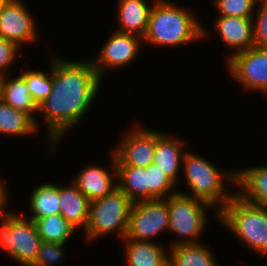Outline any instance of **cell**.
<instances>
[{
  "instance_id": "f546056e",
  "label": "cell",
  "mask_w": 267,
  "mask_h": 266,
  "mask_svg": "<svg viewBox=\"0 0 267 266\" xmlns=\"http://www.w3.org/2000/svg\"><path fill=\"white\" fill-rule=\"evenodd\" d=\"M253 16L255 46L267 49V0H258Z\"/></svg>"
},
{
  "instance_id": "4dcf8cb0",
  "label": "cell",
  "mask_w": 267,
  "mask_h": 266,
  "mask_svg": "<svg viewBox=\"0 0 267 266\" xmlns=\"http://www.w3.org/2000/svg\"><path fill=\"white\" fill-rule=\"evenodd\" d=\"M19 52L21 50L17 45L0 37V76L7 75L11 66L16 63Z\"/></svg>"
},
{
  "instance_id": "44dd1931",
  "label": "cell",
  "mask_w": 267,
  "mask_h": 266,
  "mask_svg": "<svg viewBox=\"0 0 267 266\" xmlns=\"http://www.w3.org/2000/svg\"><path fill=\"white\" fill-rule=\"evenodd\" d=\"M167 250L169 266H219L209 247L202 242L169 246Z\"/></svg>"
},
{
  "instance_id": "ba28073f",
  "label": "cell",
  "mask_w": 267,
  "mask_h": 266,
  "mask_svg": "<svg viewBox=\"0 0 267 266\" xmlns=\"http://www.w3.org/2000/svg\"><path fill=\"white\" fill-rule=\"evenodd\" d=\"M169 212L166 199L133 202L125 238L151 241L168 232Z\"/></svg>"
},
{
  "instance_id": "5b68a950",
  "label": "cell",
  "mask_w": 267,
  "mask_h": 266,
  "mask_svg": "<svg viewBox=\"0 0 267 266\" xmlns=\"http://www.w3.org/2000/svg\"><path fill=\"white\" fill-rule=\"evenodd\" d=\"M133 202L118 187L108 195L93 200L89 205V216L84 231L87 242L118 233L125 238Z\"/></svg>"
},
{
  "instance_id": "6da1fadb",
  "label": "cell",
  "mask_w": 267,
  "mask_h": 266,
  "mask_svg": "<svg viewBox=\"0 0 267 266\" xmlns=\"http://www.w3.org/2000/svg\"><path fill=\"white\" fill-rule=\"evenodd\" d=\"M102 82L91 59L74 61L53 53L52 89L38 107V114L47 126L51 152L55 153V147L67 132L82 123Z\"/></svg>"
},
{
  "instance_id": "7402d4cb",
  "label": "cell",
  "mask_w": 267,
  "mask_h": 266,
  "mask_svg": "<svg viewBox=\"0 0 267 266\" xmlns=\"http://www.w3.org/2000/svg\"><path fill=\"white\" fill-rule=\"evenodd\" d=\"M118 188L132 202L149 200L148 170L137 166H116Z\"/></svg>"
},
{
  "instance_id": "5bb4252c",
  "label": "cell",
  "mask_w": 267,
  "mask_h": 266,
  "mask_svg": "<svg viewBox=\"0 0 267 266\" xmlns=\"http://www.w3.org/2000/svg\"><path fill=\"white\" fill-rule=\"evenodd\" d=\"M214 20L212 26L215 33H218L223 45L231 49L227 60L232 55L255 46L253 18L218 16Z\"/></svg>"
},
{
  "instance_id": "52a82bcc",
  "label": "cell",
  "mask_w": 267,
  "mask_h": 266,
  "mask_svg": "<svg viewBox=\"0 0 267 266\" xmlns=\"http://www.w3.org/2000/svg\"><path fill=\"white\" fill-rule=\"evenodd\" d=\"M42 240L35 222L17 212L0 217V250L21 266H31Z\"/></svg>"
},
{
  "instance_id": "4fadbf2b",
  "label": "cell",
  "mask_w": 267,
  "mask_h": 266,
  "mask_svg": "<svg viewBox=\"0 0 267 266\" xmlns=\"http://www.w3.org/2000/svg\"><path fill=\"white\" fill-rule=\"evenodd\" d=\"M110 154L112 157L110 169L91 163L80 169L73 178L72 182L90 202L108 195L118 187L116 158L113 152Z\"/></svg>"
},
{
  "instance_id": "7c38bea8",
  "label": "cell",
  "mask_w": 267,
  "mask_h": 266,
  "mask_svg": "<svg viewBox=\"0 0 267 266\" xmlns=\"http://www.w3.org/2000/svg\"><path fill=\"white\" fill-rule=\"evenodd\" d=\"M23 0H8L0 14V37L19 48L39 39L35 19Z\"/></svg>"
},
{
  "instance_id": "2e32d148",
  "label": "cell",
  "mask_w": 267,
  "mask_h": 266,
  "mask_svg": "<svg viewBox=\"0 0 267 266\" xmlns=\"http://www.w3.org/2000/svg\"><path fill=\"white\" fill-rule=\"evenodd\" d=\"M151 2H148V0H117L116 18L118 28L114 30L135 34L143 38L154 1Z\"/></svg>"
},
{
  "instance_id": "d4e9b609",
  "label": "cell",
  "mask_w": 267,
  "mask_h": 266,
  "mask_svg": "<svg viewBox=\"0 0 267 266\" xmlns=\"http://www.w3.org/2000/svg\"><path fill=\"white\" fill-rule=\"evenodd\" d=\"M42 241L68 243V240L78 231L61 214H51L34 221Z\"/></svg>"
},
{
  "instance_id": "8992f818",
  "label": "cell",
  "mask_w": 267,
  "mask_h": 266,
  "mask_svg": "<svg viewBox=\"0 0 267 266\" xmlns=\"http://www.w3.org/2000/svg\"><path fill=\"white\" fill-rule=\"evenodd\" d=\"M169 212L168 232L180 236L170 246L188 243H200L208 220V209L215 210L207 202L176 192L167 198ZM211 208V209H210Z\"/></svg>"
},
{
  "instance_id": "ac0fdd59",
  "label": "cell",
  "mask_w": 267,
  "mask_h": 266,
  "mask_svg": "<svg viewBox=\"0 0 267 266\" xmlns=\"http://www.w3.org/2000/svg\"><path fill=\"white\" fill-rule=\"evenodd\" d=\"M127 266H169V250L156 241L123 239Z\"/></svg>"
},
{
  "instance_id": "ffe728a7",
  "label": "cell",
  "mask_w": 267,
  "mask_h": 266,
  "mask_svg": "<svg viewBox=\"0 0 267 266\" xmlns=\"http://www.w3.org/2000/svg\"><path fill=\"white\" fill-rule=\"evenodd\" d=\"M60 214L69 221L74 228L86 229L89 216L90 201L79 191L72 182L69 185H59Z\"/></svg>"
},
{
  "instance_id": "d6a6232c",
  "label": "cell",
  "mask_w": 267,
  "mask_h": 266,
  "mask_svg": "<svg viewBox=\"0 0 267 266\" xmlns=\"http://www.w3.org/2000/svg\"><path fill=\"white\" fill-rule=\"evenodd\" d=\"M8 2V0H0V14L2 12L3 7L5 6V4Z\"/></svg>"
},
{
  "instance_id": "7a4b0ae2",
  "label": "cell",
  "mask_w": 267,
  "mask_h": 266,
  "mask_svg": "<svg viewBox=\"0 0 267 266\" xmlns=\"http://www.w3.org/2000/svg\"><path fill=\"white\" fill-rule=\"evenodd\" d=\"M190 10L170 0H154L143 44L153 47L186 46L207 37L208 29Z\"/></svg>"
},
{
  "instance_id": "e0dca14e",
  "label": "cell",
  "mask_w": 267,
  "mask_h": 266,
  "mask_svg": "<svg viewBox=\"0 0 267 266\" xmlns=\"http://www.w3.org/2000/svg\"><path fill=\"white\" fill-rule=\"evenodd\" d=\"M236 194L245 202L267 208V165L236 169Z\"/></svg>"
},
{
  "instance_id": "8fae6325",
  "label": "cell",
  "mask_w": 267,
  "mask_h": 266,
  "mask_svg": "<svg viewBox=\"0 0 267 266\" xmlns=\"http://www.w3.org/2000/svg\"><path fill=\"white\" fill-rule=\"evenodd\" d=\"M112 152L116 166L148 167L154 161L156 130L136 124L122 135Z\"/></svg>"
},
{
  "instance_id": "484cf974",
  "label": "cell",
  "mask_w": 267,
  "mask_h": 266,
  "mask_svg": "<svg viewBox=\"0 0 267 266\" xmlns=\"http://www.w3.org/2000/svg\"><path fill=\"white\" fill-rule=\"evenodd\" d=\"M50 72L42 70H25L20 75L25 79L32 100L39 107L49 96L53 85V53H49Z\"/></svg>"
},
{
  "instance_id": "d6986e66",
  "label": "cell",
  "mask_w": 267,
  "mask_h": 266,
  "mask_svg": "<svg viewBox=\"0 0 267 266\" xmlns=\"http://www.w3.org/2000/svg\"><path fill=\"white\" fill-rule=\"evenodd\" d=\"M9 76L11 75L0 76V99L7 105L29 114L39 128L40 124L36 118L38 107L31 98L25 79L20 74L14 78Z\"/></svg>"
},
{
  "instance_id": "9a60e30c",
  "label": "cell",
  "mask_w": 267,
  "mask_h": 266,
  "mask_svg": "<svg viewBox=\"0 0 267 266\" xmlns=\"http://www.w3.org/2000/svg\"><path fill=\"white\" fill-rule=\"evenodd\" d=\"M186 142L188 141L173 136L171 133L156 130V150L153 163L176 184H179V180L182 179L178 176L181 175L179 172H181L183 156L188 150Z\"/></svg>"
},
{
  "instance_id": "1f68e13d",
  "label": "cell",
  "mask_w": 267,
  "mask_h": 266,
  "mask_svg": "<svg viewBox=\"0 0 267 266\" xmlns=\"http://www.w3.org/2000/svg\"><path fill=\"white\" fill-rule=\"evenodd\" d=\"M1 177V176H0ZM8 188L6 187L5 183L3 182V180L0 178V217L3 214L9 213L11 212L10 210H8L6 208V206L8 205V200L9 198V193H8ZM6 208V210H5ZM8 210V211H7Z\"/></svg>"
},
{
  "instance_id": "cb8c5ba5",
  "label": "cell",
  "mask_w": 267,
  "mask_h": 266,
  "mask_svg": "<svg viewBox=\"0 0 267 266\" xmlns=\"http://www.w3.org/2000/svg\"><path fill=\"white\" fill-rule=\"evenodd\" d=\"M29 200L32 215L28 218L33 221L51 214H60L59 185L55 183L45 182L38 185Z\"/></svg>"
},
{
  "instance_id": "9c48e42d",
  "label": "cell",
  "mask_w": 267,
  "mask_h": 266,
  "mask_svg": "<svg viewBox=\"0 0 267 266\" xmlns=\"http://www.w3.org/2000/svg\"><path fill=\"white\" fill-rule=\"evenodd\" d=\"M142 37L114 30L102 45L97 57L91 58L97 75L103 81L107 70L121 69L134 63L142 48Z\"/></svg>"
},
{
  "instance_id": "30bf717a",
  "label": "cell",
  "mask_w": 267,
  "mask_h": 266,
  "mask_svg": "<svg viewBox=\"0 0 267 266\" xmlns=\"http://www.w3.org/2000/svg\"><path fill=\"white\" fill-rule=\"evenodd\" d=\"M226 62L230 77L245 91L267 94V49L254 46L232 55Z\"/></svg>"
},
{
  "instance_id": "83f0119b",
  "label": "cell",
  "mask_w": 267,
  "mask_h": 266,
  "mask_svg": "<svg viewBox=\"0 0 267 266\" xmlns=\"http://www.w3.org/2000/svg\"><path fill=\"white\" fill-rule=\"evenodd\" d=\"M258 0H212L218 16L253 18Z\"/></svg>"
},
{
  "instance_id": "277c9868",
  "label": "cell",
  "mask_w": 267,
  "mask_h": 266,
  "mask_svg": "<svg viewBox=\"0 0 267 266\" xmlns=\"http://www.w3.org/2000/svg\"><path fill=\"white\" fill-rule=\"evenodd\" d=\"M218 223L248 250L267 255V208L245 202L235 194L218 212Z\"/></svg>"
},
{
  "instance_id": "3957f363",
  "label": "cell",
  "mask_w": 267,
  "mask_h": 266,
  "mask_svg": "<svg viewBox=\"0 0 267 266\" xmlns=\"http://www.w3.org/2000/svg\"><path fill=\"white\" fill-rule=\"evenodd\" d=\"M182 169L190 193L178 192L210 204L216 211L215 218L218 221V212L236 194V190L226 189L227 182L236 186V169L222 172L213 162L189 150L183 156Z\"/></svg>"
},
{
  "instance_id": "4316f807",
  "label": "cell",
  "mask_w": 267,
  "mask_h": 266,
  "mask_svg": "<svg viewBox=\"0 0 267 266\" xmlns=\"http://www.w3.org/2000/svg\"><path fill=\"white\" fill-rule=\"evenodd\" d=\"M149 179V200L166 199L179 190L174 187L176 184L166 173L161 171L155 163H151L148 167Z\"/></svg>"
},
{
  "instance_id": "f1b7e54d",
  "label": "cell",
  "mask_w": 267,
  "mask_h": 266,
  "mask_svg": "<svg viewBox=\"0 0 267 266\" xmlns=\"http://www.w3.org/2000/svg\"><path fill=\"white\" fill-rule=\"evenodd\" d=\"M67 244L42 241L37 256L31 266H55L62 263L66 257L65 246Z\"/></svg>"
},
{
  "instance_id": "603a6c76",
  "label": "cell",
  "mask_w": 267,
  "mask_h": 266,
  "mask_svg": "<svg viewBox=\"0 0 267 266\" xmlns=\"http://www.w3.org/2000/svg\"><path fill=\"white\" fill-rule=\"evenodd\" d=\"M35 120L27 113L7 105L0 99V134L3 136H31L38 132Z\"/></svg>"
}]
</instances>
